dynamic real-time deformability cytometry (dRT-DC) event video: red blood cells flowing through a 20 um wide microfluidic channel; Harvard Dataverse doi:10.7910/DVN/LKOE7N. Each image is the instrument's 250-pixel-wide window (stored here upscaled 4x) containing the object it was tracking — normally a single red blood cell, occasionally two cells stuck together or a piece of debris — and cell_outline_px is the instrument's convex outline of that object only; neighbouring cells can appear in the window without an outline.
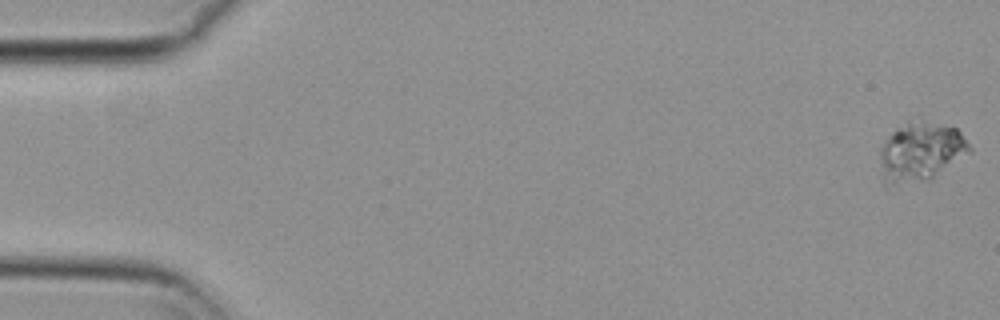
{"species": "common noctule bat (a hibernating species)", "species_latin": "Nyctalus noctula", "temperature_condition": "cold", "stored_images_in_passage": 56, "camera_frame_rate_fps": 3000, "um_per_image_px": 0.085, "animal": {"sex": "female", "body_mass_g": 29.2, "forearm_length_mm": 56.3}, "frame": {"image": 1, "passage_image": 1, "time_ms": 0.0, "image_size_px": [1000, 320], "cell_outline_px": [[972, 152], [928, 180], [892, 184], [884, 184], [880, 156], [880, 148], [892, 132], [908, 120], [924, 120], [944, 124], [956, 128], [960, 132], [972, 148]], "centroid_in_image_um": [78.29, 12.86], "position_along_channel_um": 6.7, "area_um2": 30.63}}
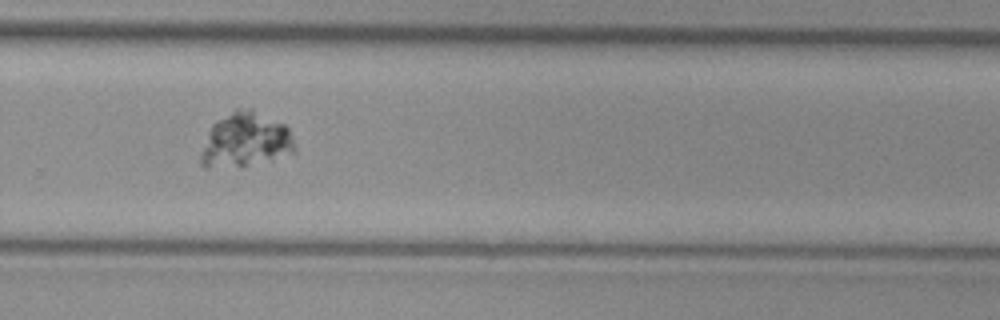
{"frame": {"image": 2, "passage_image": 38, "time_ms": 12.333, "image_size_px": [1000, 320], "cell_outline_px": [[296, 152], [272, 160], [244, 164], [208, 168], [204, 168], [200, 164], [200, 156], [208, 132], [212, 124], [216, 120], [236, 108], [252, 108], [284, 124], [288, 128], [296, 148]], "centroid_in_image_um": [20.87, 11.87], "position_along_channel_um": 308.9, "area_um2": 29.71}}
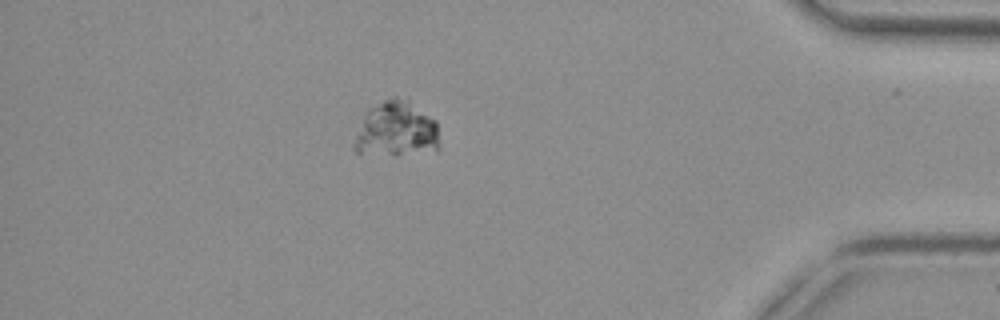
{"frame": {"image": 3, "passage_image": 49, "time_ms": 16.0, "image_size_px": [1000, 320], "cell_outline_px": [[440, 152], [396, 156], [360, 156], [352, 148], [352, 144], [364, 116], [372, 108], [384, 100], [392, 96], [396, 96], [408, 100], [436, 120], [440, 144]], "centroid_in_image_um": [33.71, 11.1], "position_along_channel_um": 401.5, "area_um2": 28.55}}